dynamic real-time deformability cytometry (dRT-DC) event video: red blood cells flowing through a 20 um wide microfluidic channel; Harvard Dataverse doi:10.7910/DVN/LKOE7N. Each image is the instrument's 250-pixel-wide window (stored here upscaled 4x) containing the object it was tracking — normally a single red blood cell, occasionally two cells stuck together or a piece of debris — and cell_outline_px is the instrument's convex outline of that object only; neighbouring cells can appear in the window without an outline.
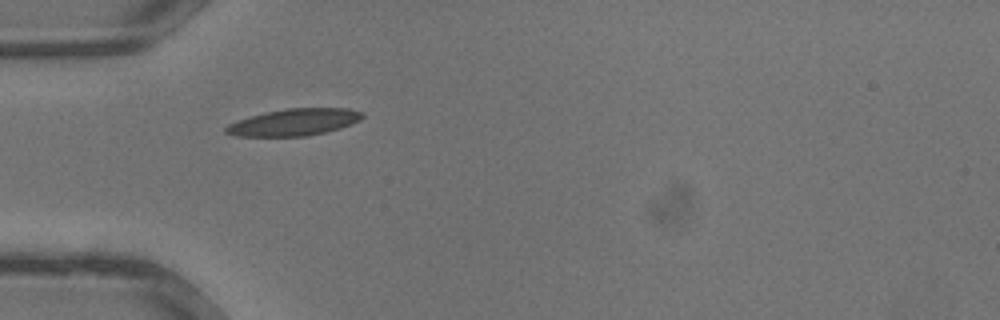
{"species": "common noctule bat (a hibernating species)", "species_latin": "Nyctalus noctula", "temperature_condition": "warm", "stored_images_in_passage": 25, "camera_frame_rate_fps": 3000, "um_per_image_px": 0.085, "animal": {"sex": "male", "body_mass_g": 13.3}, "frame": {"image": 1, "passage_image": 1, "time_ms": 0.0, "image_size_px": [1000, 320], "cell_outline_px": [[364, 116], [360, 120], [352, 124], [340, 128], [308, 136], [236, 136], [224, 132], [224, 128], [228, 124], [236, 120], [268, 112], [288, 108], [348, 108], [364, 112]], "centroid_in_image_um": [25.02, 10.39], "position_along_channel_um": 60.0, "area_um2": 21.33}}
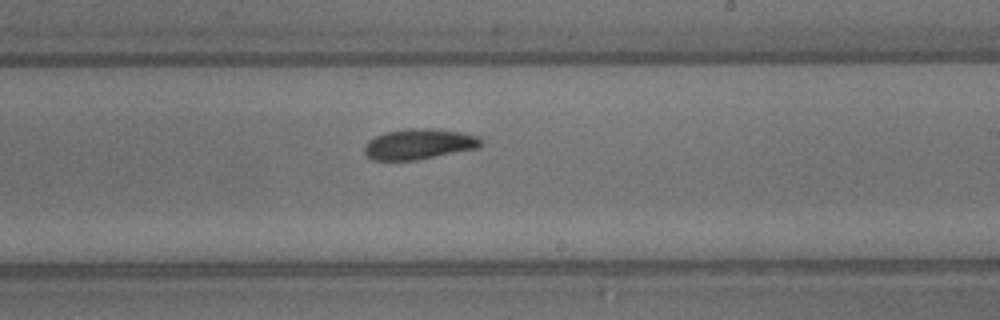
{"frame": {"image": 2, "passage_image": 11, "time_ms": 3.333, "image_size_px": [1000, 320], "cell_outline_px": [[484, 144], [480, 148], [416, 160], [372, 160], [364, 152], [364, 144], [368, 140], [376, 136], [388, 132], [408, 128], [424, 128], [460, 132], [476, 136], [484, 140]], "centroid_in_image_um": [35.64, 12.26], "position_along_channel_um": 253.4, "area_um2": 20.75}}
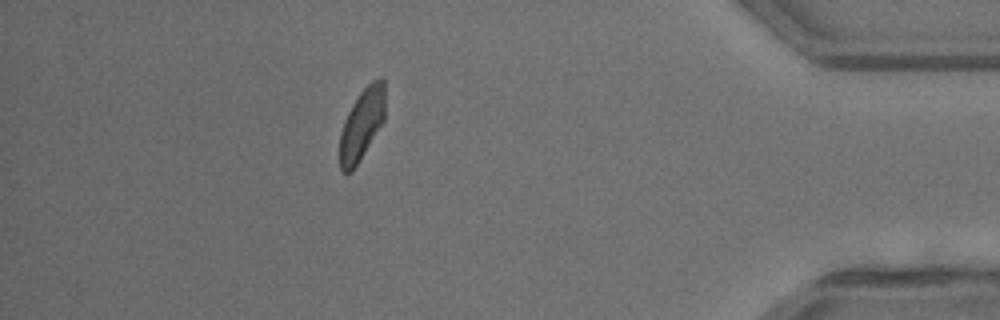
{"frame": {"image": 3, "passage_image": 21, "time_ms": 6.667, "image_size_px": [1000, 320], "cell_outline_px": [[384, 120], [352, 172], [340, 172], [340, 132], [344, 120], [352, 104], [360, 92], [372, 80], [380, 76], [384, 76]], "centroid_in_image_um": [30.75, 10.54], "position_along_channel_um": 404.5, "area_um2": 18.73}}